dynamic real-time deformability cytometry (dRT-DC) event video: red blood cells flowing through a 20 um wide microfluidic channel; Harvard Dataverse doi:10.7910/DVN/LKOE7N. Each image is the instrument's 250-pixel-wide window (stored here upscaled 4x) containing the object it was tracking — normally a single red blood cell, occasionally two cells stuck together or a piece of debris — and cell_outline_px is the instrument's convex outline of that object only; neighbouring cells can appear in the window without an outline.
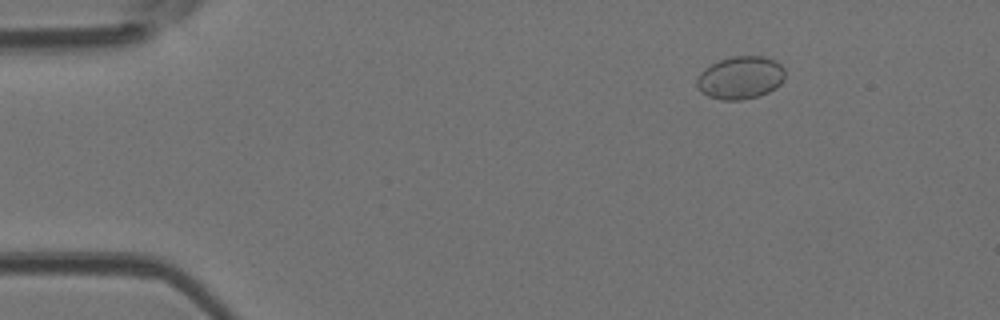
{"species": "Egyptian fruit bat (a non-hibernating species)", "species_latin": "Rousettus aegyptiacus", "temperature_condition": "room temperature", "stored_images_in_passage": 5, "camera_frame_rate_fps": 3000, "um_per_image_px": 0.085, "animal": {"sex": "female"}, "frame": {"image": 1, "passage_image": 2, "time_ms": 0.333, "image_size_px": [1000, 320], "cell_outline_px": [[784, 80], [776, 88], [760, 96], [740, 100], [720, 100], [708, 96], [700, 92], [696, 84], [696, 80], [700, 72], [704, 68], [720, 60], [732, 56], [764, 56], [776, 60], [784, 68]], "centroid_in_image_um": [62.94, 6.61], "position_along_channel_um": 22.1, "area_um2": 22.25}}
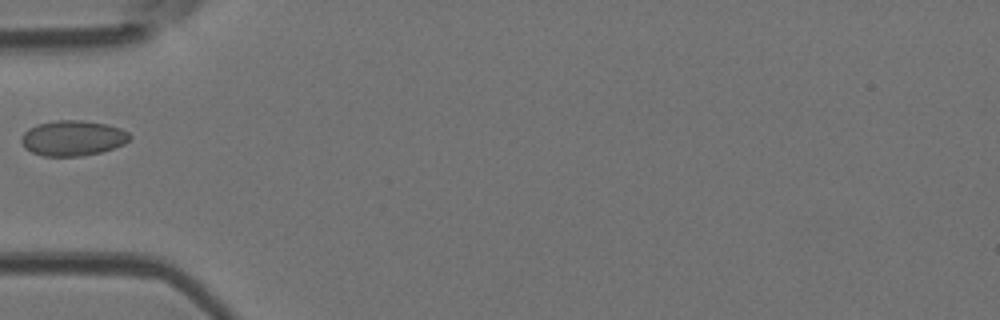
{"frame": {"image": 2, "passage_image": 5, "time_ms": 1.333, "image_size_px": [1000, 320], "cell_outline_px": [[132, 136], [124, 144], [100, 152], [80, 156], [44, 156], [32, 152], [24, 148], [20, 140], [20, 136], [28, 128], [36, 124], [56, 120], [80, 120], [108, 124], [120, 128], [128, 132]], "centroid_in_image_um": [6.15, 11.73], "position_along_channel_um": 78.8, "area_um2": 22.43}}